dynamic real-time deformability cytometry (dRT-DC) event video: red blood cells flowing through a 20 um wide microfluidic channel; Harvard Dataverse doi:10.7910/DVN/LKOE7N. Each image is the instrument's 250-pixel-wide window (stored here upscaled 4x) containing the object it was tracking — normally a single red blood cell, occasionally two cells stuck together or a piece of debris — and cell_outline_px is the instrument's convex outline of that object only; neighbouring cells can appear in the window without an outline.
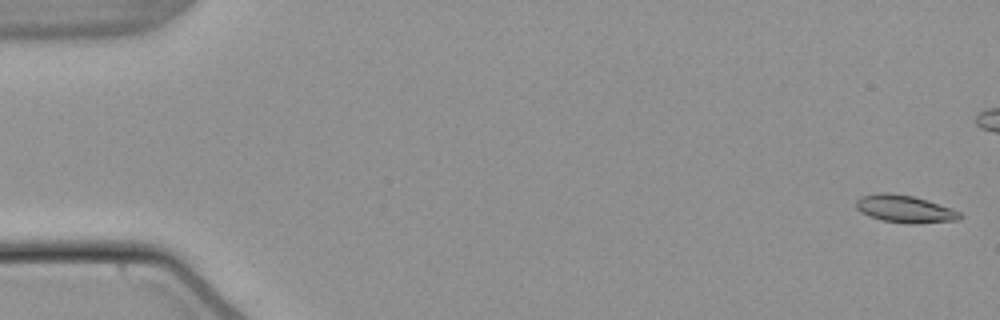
{"species": "common noctule bat (a hibernating species)", "species_latin": "Nyctalus noctula", "temperature_condition": "warm", "stored_images_in_passage": 56, "camera_frame_rate_fps": 3000, "um_per_image_px": 0.085, "animal": {"sex": "male", "body_mass_g": 21.5, "forearm_length_mm": 52.0}, "frame": {"image": 1, "passage_image": 2, "time_ms": 0.333, "image_size_px": [1000, 320], "cell_outline_px": [[964, 216], [960, 220], [916, 224], [908, 224], [880, 220], [868, 216], [860, 212], [856, 208], [856, 200], [860, 196], [880, 192], [888, 192], [912, 196], [928, 200], [952, 208], [960, 212]], "centroid_in_image_um": [76.92, 17.77], "position_along_channel_um": 8.1, "area_um2": 16.99}}
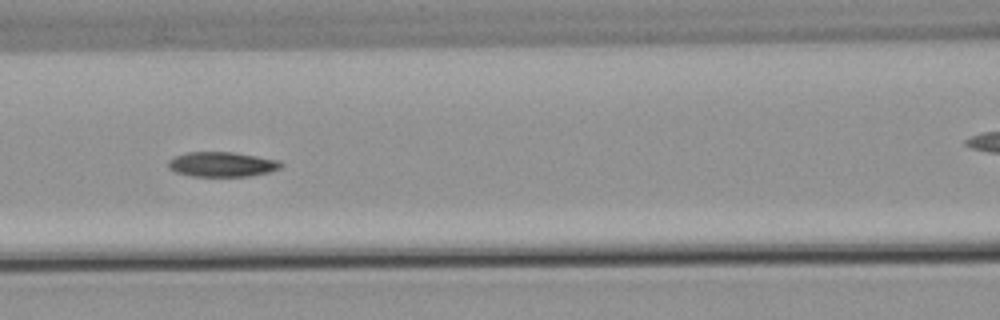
{"frame": {"image": 2, "passage_image": 25, "time_ms": 8.0, "image_size_px": [1000, 320], "cell_outline_px": [[284, 164], [280, 168], [268, 172], [248, 176], [192, 176], [176, 172], [168, 168], [168, 160], [176, 156], [188, 152], [232, 152], [280, 160]], "centroid_in_image_um": [18.87, 13.96], "position_along_channel_um": 147.7, "area_um2": 16.24}}
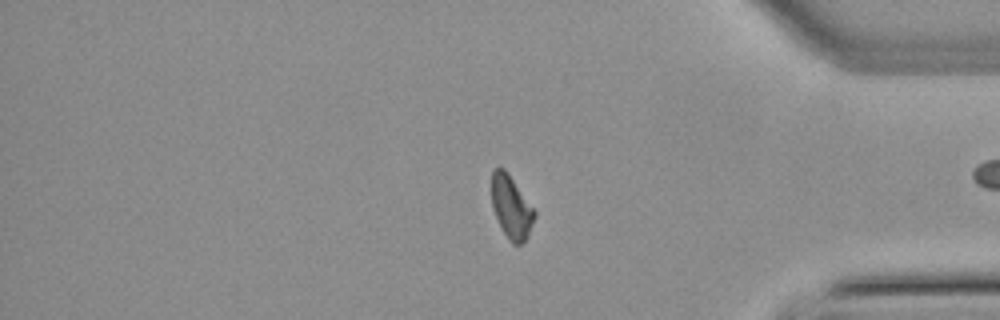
{"frame": {"image": 3, "passage_image": 46, "time_ms": 15.0, "image_size_px": [1000, 320], "cell_outline_px": [[536, 216], [528, 236], [520, 244], [512, 244], [508, 240], [492, 208], [492, 172], [496, 168], [504, 168], [508, 172], [536, 212]], "centroid_in_image_um": [43.47, 17.61], "position_along_channel_um": 391.7, "area_um2": 15.55}, "authors_computed_cell_mechanics": {"area_um2": 16.473, "velocity_mm_per_s": 3.8161, "shape_relaxation_time_tau1_ms": 6.847, "shape_relaxation_time_tau2_ms": null, "deformation_change_tau1": 0.1535, "deformation_change_tau2": null}}